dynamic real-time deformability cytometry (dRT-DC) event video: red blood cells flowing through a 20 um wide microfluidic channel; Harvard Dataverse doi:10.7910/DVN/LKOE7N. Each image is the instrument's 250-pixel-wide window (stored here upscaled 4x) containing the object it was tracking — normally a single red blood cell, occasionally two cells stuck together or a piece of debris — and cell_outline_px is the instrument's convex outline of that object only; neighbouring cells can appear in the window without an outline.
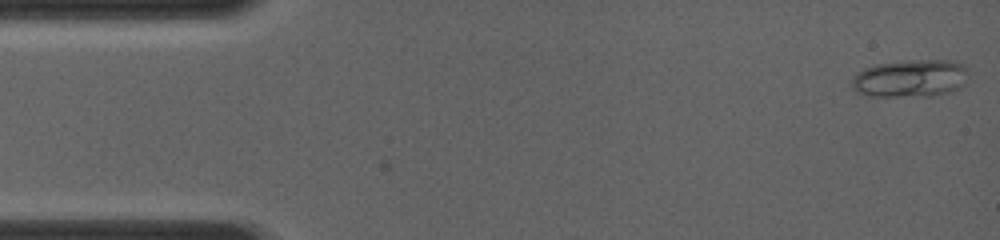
{"species": "common noctule bat (a hibernating species)", "species_latin": "Nyctalus noctula", "temperature_condition": "room temperature", "stored_images_in_passage": 30, "camera_frame_rate_fps": 4000, "um_per_image_px": 0.085, "animal": {"sex": "female", "body_mass_g": 19.0, "forearm_length_mm": 56.7}, "frame": {"image": 1, "passage_image": 1, "time_ms": 0.0, "image_size_px": [1000, 240], "cell_outline_px": [[968, 72], [964, 84], [948, 92], [932, 96], [872, 96], [856, 92], [852, 88], [852, 80], [856, 72], [872, 64], [912, 60], [956, 60], [964, 64]], "centroid_in_image_um": [77.37, 6.64], "position_along_channel_um": 7.6, "area_um2": 25.78}}
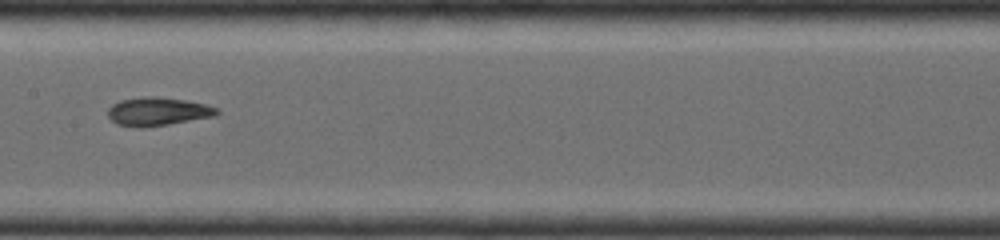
{"frame": {"image": 2, "passage_image": 13, "time_ms": 6.5, "image_size_px": [1000, 240], "cell_outline_px": [[220, 112], [216, 116], [168, 124], [140, 128], [116, 124], [108, 116], [108, 108], [112, 104], [120, 100], [144, 96], [156, 96], [184, 100], [208, 104], [216, 108]], "centroid_in_image_um": [13.4, 9.47], "position_along_channel_um": 194.0, "area_um2": 18.09}}
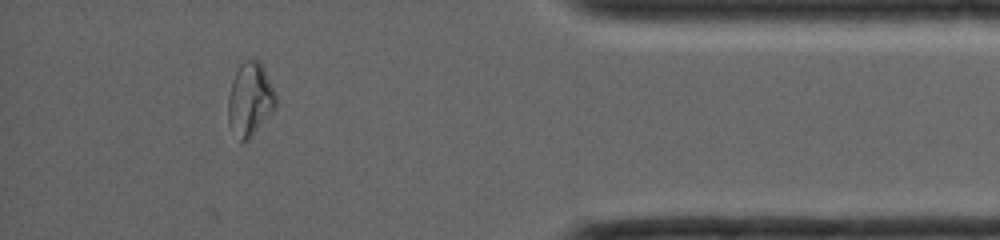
{"frame": {"image": 3, "passage_image": 25, "time_ms": 11.75, "image_size_px": [1000, 240], "cell_outline_px": [[276, 108], [252, 136], [248, 140], [240, 140], [228, 124], [228, 96], [232, 80], [240, 64], [244, 60], [260, 60], [264, 68], [276, 96]], "centroid_in_image_um": [21.25, 8.44], "position_along_channel_um": 414.0, "area_um2": 20.29}}